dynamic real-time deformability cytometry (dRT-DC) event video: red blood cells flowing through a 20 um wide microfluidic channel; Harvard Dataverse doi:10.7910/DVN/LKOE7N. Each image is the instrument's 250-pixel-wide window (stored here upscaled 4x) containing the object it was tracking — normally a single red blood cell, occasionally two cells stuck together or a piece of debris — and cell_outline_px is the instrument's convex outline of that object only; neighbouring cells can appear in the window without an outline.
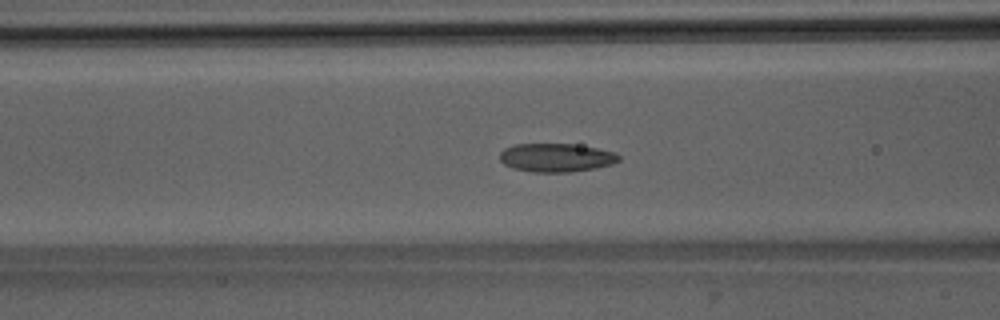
{"species": "Egyptian fruit bat (a non-hibernating species)", "species_latin": "Rousettus aegyptiacus", "temperature_condition": "room temperature", "stored_images_in_passage": 53, "camera_frame_rate_fps": 3000, "um_per_image_px": 0.085, "animal": {"sex": "male"}, "frame": {"image": 1, "passage_image": 22, "time_ms": 7.0, "image_size_px": [1000, 320], "cell_outline_px": [[620, 160], [612, 164], [596, 168], [572, 172], [532, 172], [512, 168], [504, 164], [500, 160], [500, 152], [504, 148], [516, 144], [572, 144], [596, 148], [616, 152], [620, 156]], "centroid_in_image_um": [47.28, 13.4], "position_along_channel_um": 119.3, "area_um2": 19.88}}
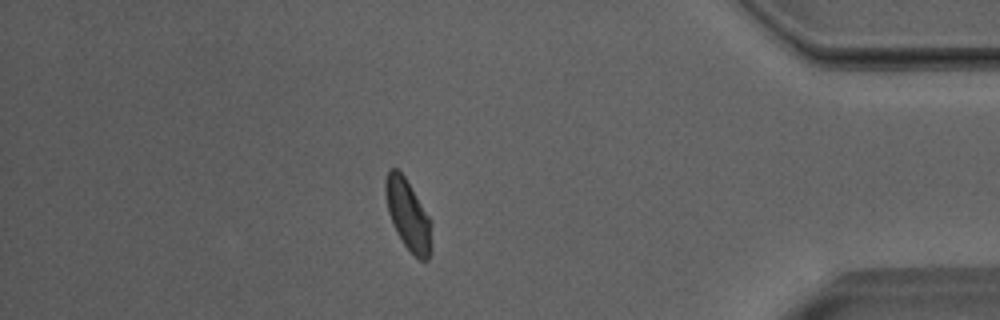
{"frame": {"image": 2, "passage_image": 46, "time_ms": 15.0, "image_size_px": [1000, 320], "cell_outline_px": [[432, 244], [428, 260], [420, 260], [404, 244], [396, 232], [392, 224], [388, 212], [384, 192], [384, 180], [388, 168], [396, 168], [404, 176], [432, 220]], "centroid_in_image_um": [34.68, 18.24], "position_along_channel_um": 400.5, "area_um2": 19.19}}
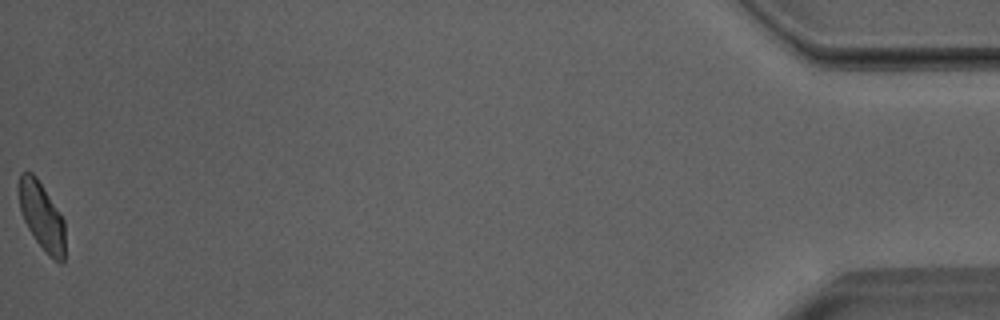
{"frame": {"image": 3, "passage_image": 53, "time_ms": 17.333, "image_size_px": [1000, 320], "cell_outline_px": [[64, 260], [60, 264], [48, 256], [36, 240], [28, 228], [24, 220], [20, 208], [16, 188], [20, 172], [32, 172], [36, 176], [64, 220]], "centroid_in_image_um": [3.51, 18.35], "position_along_channel_um": 431.7, "area_um2": 18.32}, "authors_computed_cell_mechanics": {"area_um2": 19.5364, "velocity_mm_per_s": 3.9778, "shape_relaxation_time_tau1_ms": 6.4163, "shape_relaxation_time_tau2_ms": 2.0222, "deformation_change_tau1": 0.1393, "deformation_change_tau2": 0.0767}}